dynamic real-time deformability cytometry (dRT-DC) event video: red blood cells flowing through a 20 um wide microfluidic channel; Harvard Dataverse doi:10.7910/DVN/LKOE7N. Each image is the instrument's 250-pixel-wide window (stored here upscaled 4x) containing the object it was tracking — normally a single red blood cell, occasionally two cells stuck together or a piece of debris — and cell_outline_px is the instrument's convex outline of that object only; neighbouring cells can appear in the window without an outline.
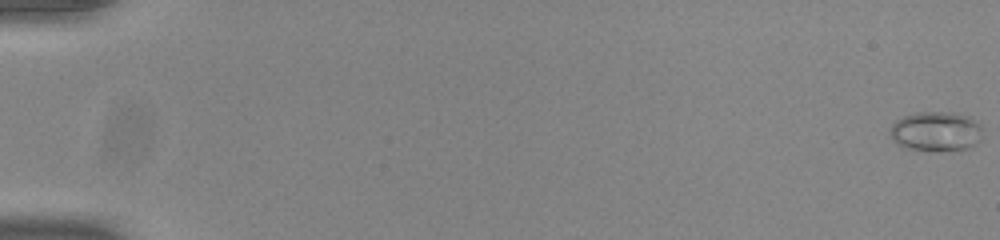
{"species": "common noctule bat (a hibernating species)", "species_latin": "Nyctalus noctula", "temperature_condition": "room temperature", "stored_images_in_passage": 55, "camera_frame_rate_fps": 3000, "um_per_image_px": 0.085, "animal": {"sex": "male", "body_mass_g": 20.0, "forearm_length_mm": 53.3}, "frame": {"image": 1, "passage_image": 1, "time_ms": 0.0, "image_size_px": [1000, 240], "cell_outline_px": [[980, 140], [968, 148], [908, 148], [892, 140], [888, 132], [892, 124], [896, 120], [904, 116], [916, 112], [952, 112], [972, 116], [980, 128]], "centroid_in_image_um": [79.52, 11.1], "position_along_channel_um": 5.5, "area_um2": 20.63}}
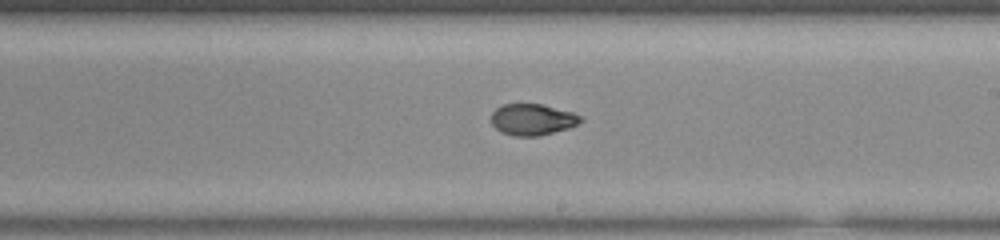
{"frame": {"image": 2, "passage_image": 34, "time_ms": 11.0, "image_size_px": [1000, 240], "cell_outline_px": [[584, 120], [568, 128], [540, 136], [516, 136], [504, 132], [496, 128], [492, 124], [492, 112], [496, 108], [504, 104], [544, 104], [572, 112], [580, 116]], "centroid_in_image_um": [45.27, 10.15], "position_along_channel_um": 243.7, "area_um2": 16.18}}
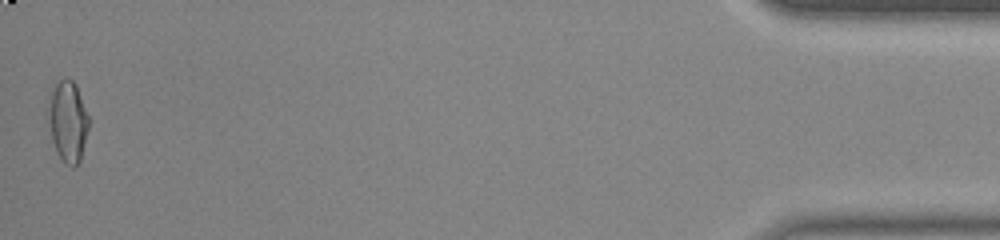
{"frame": {"image": 3, "passage_image": 55, "time_ms": 18.0, "image_size_px": [1000, 240], "cell_outline_px": [[88, 128], [80, 160], [76, 168], [72, 168], [64, 164], [52, 140], [44, 116], [44, 112], [52, 92], [56, 84], [64, 76], [72, 80], [76, 84], [88, 116]], "centroid_in_image_um": [5.71, 10.32], "position_along_channel_um": 429.5, "area_um2": 19.48}, "authors_computed_cell_mechanics": {"area_um2": 17.2822, "velocity_mm_per_s": 3.8774, "shape_relaxation_time_tau1_ms": 5.2629, "shape_relaxation_time_tau2_ms": 1.9518, "deformation_change_tau1": 0.1717, "deformation_change_tau2": 0.0532}}